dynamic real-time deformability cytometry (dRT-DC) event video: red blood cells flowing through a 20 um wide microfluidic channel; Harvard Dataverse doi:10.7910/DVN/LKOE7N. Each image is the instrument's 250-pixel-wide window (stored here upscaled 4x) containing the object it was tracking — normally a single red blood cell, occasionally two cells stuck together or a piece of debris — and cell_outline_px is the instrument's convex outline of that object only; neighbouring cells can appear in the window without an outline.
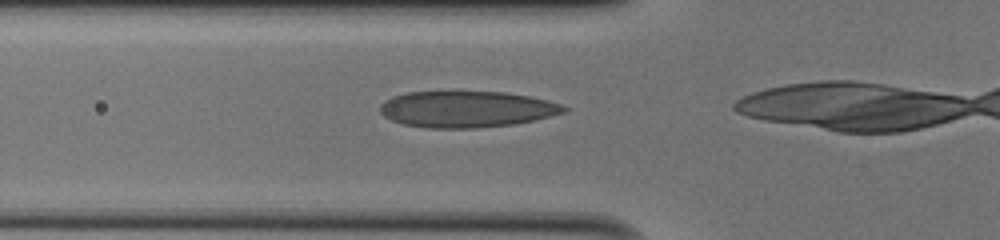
{"species": "human", "species_latin": "Homo sapiens", "temperature_condition": "cold", "stored_images_in_passage": 13, "camera_frame_rate_fps": 3000, "um_per_image_px": 0.085, "donor": {"sex": "male"}, "frame": {"image": 1, "passage_image": 11, "time_ms": 3.333, "image_size_px": [1000, 240], "cell_outline_px": [[568, 108], [564, 112], [536, 120], [512, 124], [472, 128], [428, 128], [404, 124], [392, 120], [384, 116], [380, 112], [380, 104], [384, 100], [392, 96], [408, 92], [504, 92], [528, 96], [548, 100], [560, 104]], "centroid_in_image_um": [39.64, 9.28], "position_along_channel_um": 86.2, "area_um2": 38.73}}